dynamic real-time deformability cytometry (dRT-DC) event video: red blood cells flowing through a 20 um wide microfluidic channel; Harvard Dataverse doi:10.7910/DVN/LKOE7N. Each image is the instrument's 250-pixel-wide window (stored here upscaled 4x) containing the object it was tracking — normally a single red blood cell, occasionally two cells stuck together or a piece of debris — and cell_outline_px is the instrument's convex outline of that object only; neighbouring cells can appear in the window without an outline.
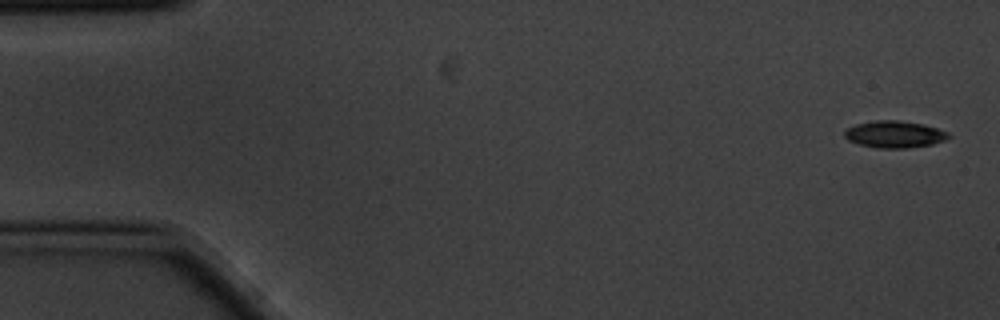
{"species": "common noctule bat (a hibernating species)", "species_latin": "Nyctalus noctula", "temperature_condition": "cold", "stored_images_in_passage": 5, "camera_frame_rate_fps": 3000, "um_per_image_px": 0.085, "animal": {"sex": "male", "body_mass_g": 20.1, "forearm_length_mm": 53.5}, "frame": {"image": 1, "passage_image": 1, "time_ms": 0.0, "image_size_px": [1000, 320], "cell_outline_px": [[952, 136], [944, 140], [932, 144], [908, 148], [880, 148], [860, 144], [848, 140], [844, 136], [844, 132], [848, 128], [856, 124], [876, 120], [900, 120], [924, 124], [948, 132]], "centroid_in_image_um": [76.05, 11.41], "position_along_channel_um": 8.9, "area_um2": 16.24}}
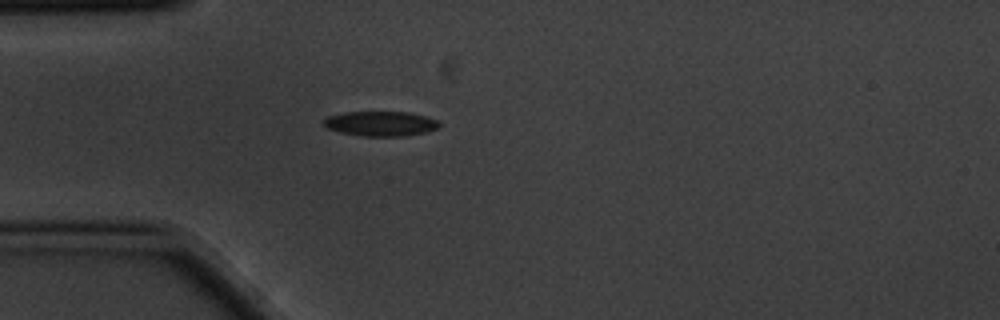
{"frame": {"image": 2, "passage_image": 5, "time_ms": 1.333, "image_size_px": [1000, 320], "cell_outline_px": [[440, 124], [436, 128], [424, 132], [404, 136], [364, 136], [340, 132], [328, 128], [324, 124], [324, 120], [328, 116], [344, 112], [408, 112], [424, 116], [436, 120]], "centroid_in_image_um": [32.33, 10.5], "position_along_channel_um": 52.7, "area_um2": 16.42}}